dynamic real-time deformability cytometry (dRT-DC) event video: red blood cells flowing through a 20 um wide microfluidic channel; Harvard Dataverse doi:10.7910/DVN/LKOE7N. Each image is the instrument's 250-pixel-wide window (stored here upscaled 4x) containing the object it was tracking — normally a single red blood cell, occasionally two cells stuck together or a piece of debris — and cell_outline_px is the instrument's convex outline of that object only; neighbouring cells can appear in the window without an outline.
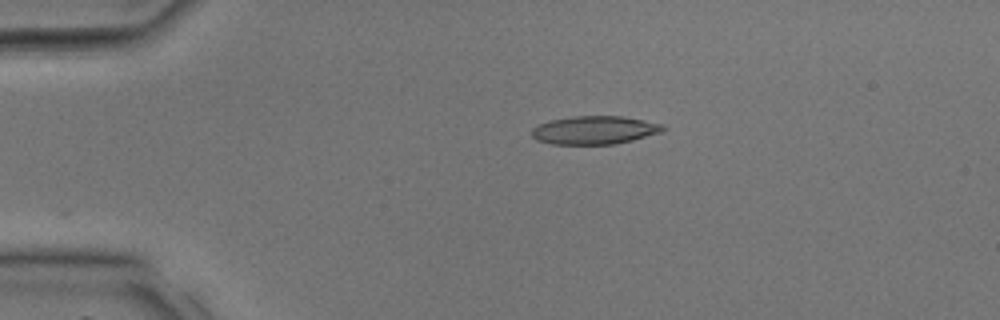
{"species": "common noctule bat (a hibernating species)", "species_latin": "Nyctalus noctula", "temperature_condition": "room temperature", "stored_images_in_passage": 7, "camera_frame_rate_fps": 3000, "um_per_image_px": 0.085, "animal": {"sex": "male", "body_mass_g": 17.9, "forearm_length_mm": 54.2}, "frame": {"image": 1, "passage_image": 2, "time_ms": 0.333, "image_size_px": [1000, 320], "cell_outline_px": [[668, 128], [660, 132], [632, 140], [616, 144], [552, 144], [536, 140], [532, 136], [532, 128], [536, 124], [548, 120], [572, 116], [620, 116], [644, 120], [664, 124]], "centroid_in_image_um": [50.51, 11.05], "position_along_channel_um": 34.5, "area_um2": 21.79}}
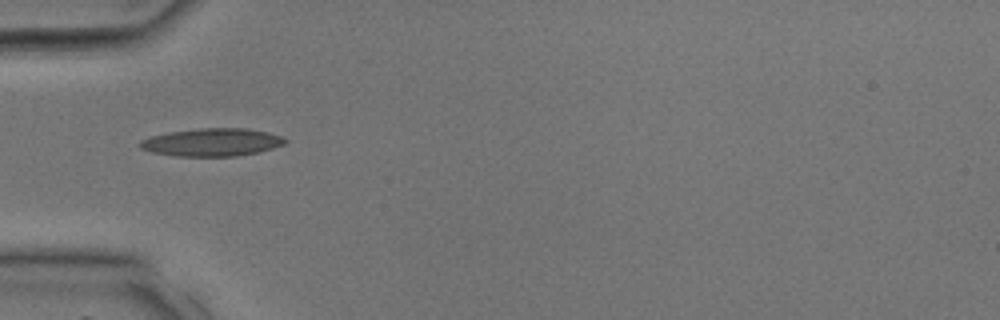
{"frame": {"image": 2, "passage_image": 6, "time_ms": 1.667, "image_size_px": [1000, 320], "cell_outline_px": [[288, 140], [284, 144], [272, 148], [256, 152], [236, 156], [176, 156], [152, 152], [140, 148], [136, 144], [140, 140], [148, 136], [168, 132], [200, 128], [244, 128], [268, 132], [280, 136]], "centroid_in_image_um": [17.95, 12.08], "position_along_channel_um": 67.0, "area_um2": 23.58}}